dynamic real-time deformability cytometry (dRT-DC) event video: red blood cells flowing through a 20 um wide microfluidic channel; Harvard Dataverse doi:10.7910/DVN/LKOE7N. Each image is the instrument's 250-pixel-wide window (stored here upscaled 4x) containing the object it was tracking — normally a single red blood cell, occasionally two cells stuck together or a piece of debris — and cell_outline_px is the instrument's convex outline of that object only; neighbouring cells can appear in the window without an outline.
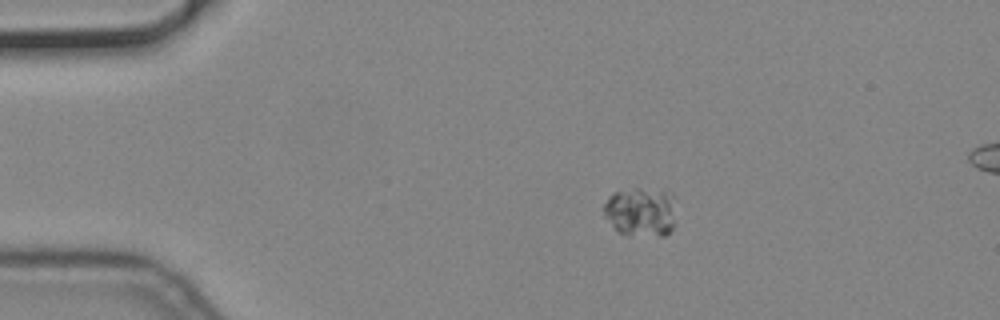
{"species": "common noctule bat (a hibernating species)", "species_latin": "Nyctalus noctula", "temperature_condition": "cold", "stored_images_in_passage": 58, "camera_frame_rate_fps": 3000, "um_per_image_px": 0.085, "animal": {"sex": "male", "body_mass_g": 19.2, "forearm_length_mm": 51.8}, "frame": {"image": 1, "passage_image": 11, "time_ms": 3.333, "image_size_px": [1000, 320], "cell_outline_px": [[672, 228], [664, 236], [628, 236], [616, 232], [604, 216], [604, 204], [608, 196], [612, 192], [636, 188], [672, 192]], "centroid_in_image_um": [54.38, 18.03], "position_along_channel_um": 30.6, "area_um2": 20.75}}
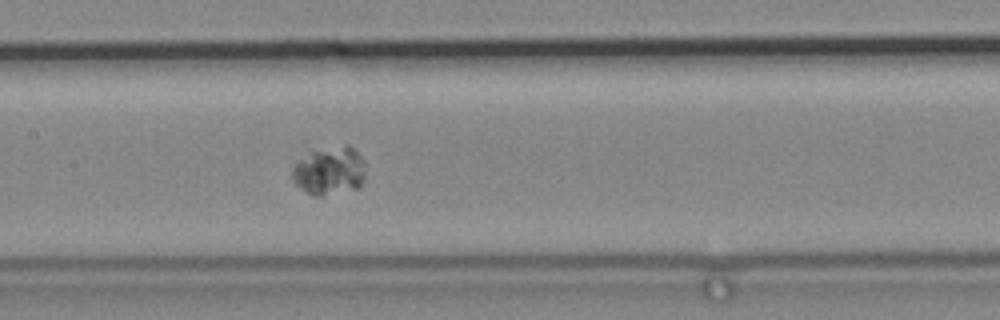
{"frame": {"image": 2, "passage_image": 28, "time_ms": 9.0, "image_size_px": [1000, 320], "cell_outline_px": [[364, 180], [360, 188], [324, 196], [312, 196], [304, 192], [292, 180], [292, 172], [296, 164], [308, 152], [344, 144], [348, 144], [364, 160]], "centroid_in_image_um": [28.02, 14.55], "position_along_channel_um": 179.4, "area_um2": 20.81}}
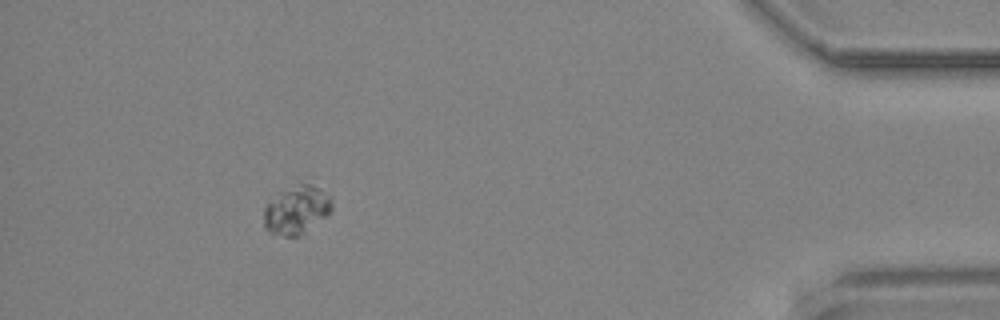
{"frame": {"image": 3, "passage_image": 52, "time_ms": 17.0, "image_size_px": [1000, 320], "cell_outline_px": [[332, 208], [328, 216], [304, 232], [296, 236], [284, 236], [272, 232], [264, 228], [264, 208], [268, 200], [280, 192], [300, 184], [308, 184], [316, 188], [328, 196], [332, 204]], "centroid_in_image_um": [25.17, 17.87], "position_along_channel_um": 410.0, "area_um2": 18.67}}